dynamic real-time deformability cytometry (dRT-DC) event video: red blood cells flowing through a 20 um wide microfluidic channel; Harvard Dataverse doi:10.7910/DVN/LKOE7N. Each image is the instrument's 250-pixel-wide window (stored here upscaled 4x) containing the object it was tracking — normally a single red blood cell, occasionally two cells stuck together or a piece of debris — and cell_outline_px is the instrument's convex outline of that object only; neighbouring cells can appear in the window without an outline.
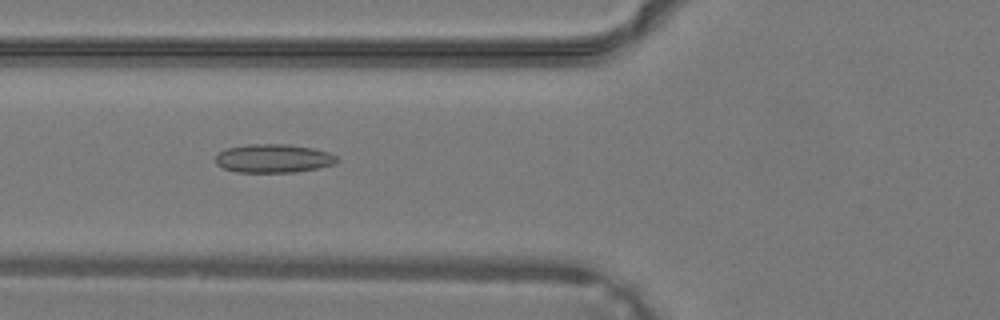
{"species": "common noctule bat (a hibernating species)", "species_latin": "Nyctalus noctula", "temperature_condition": "warm", "stored_images_in_passage": 40, "camera_frame_rate_fps": 3000, "um_per_image_px": 0.085, "animal": {"sex": "male", "body_mass_g": 19.2, "forearm_length_mm": 51.8}, "frame": {"image": 1, "passage_image": 16, "time_ms": 5.0, "image_size_px": [1000, 320], "cell_outline_px": [[340, 160], [336, 164], [296, 172], [236, 172], [224, 168], [216, 164], [216, 156], [224, 148], [248, 144], [288, 144], [312, 148], [328, 152], [336, 156]], "centroid_in_image_um": [23.25, 13.46], "position_along_channel_um": 102.6, "area_um2": 20.29}}
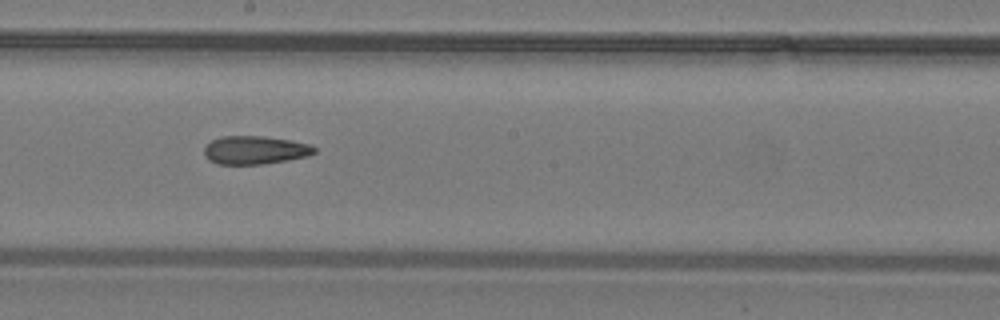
{"frame": {"image": 2, "passage_image": 23, "time_ms": 7.333, "image_size_px": [1000, 320], "cell_outline_px": [[316, 152], [308, 156], [288, 160], [264, 164], [216, 164], [208, 160], [204, 156], [204, 148], [212, 140], [220, 136], [264, 136], [292, 140], [308, 144], [316, 148]], "centroid_in_image_um": [21.66, 12.76], "position_along_channel_um": 226.5, "area_um2": 18.32}}
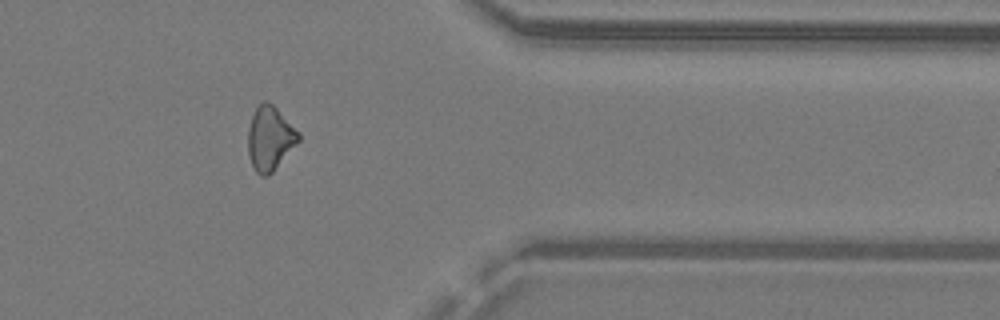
{"frame": {"image": 3, "passage_image": 33, "time_ms": 10.667, "image_size_px": [1000, 320], "cell_outline_px": [[300, 140], [272, 172], [264, 176], [260, 176], [256, 172], [248, 156], [248, 128], [252, 116], [256, 108], [264, 100], [272, 104], [300, 132]], "centroid_in_image_um": [22.94, 11.76], "position_along_channel_um": 388.5, "area_um2": 18.67}}